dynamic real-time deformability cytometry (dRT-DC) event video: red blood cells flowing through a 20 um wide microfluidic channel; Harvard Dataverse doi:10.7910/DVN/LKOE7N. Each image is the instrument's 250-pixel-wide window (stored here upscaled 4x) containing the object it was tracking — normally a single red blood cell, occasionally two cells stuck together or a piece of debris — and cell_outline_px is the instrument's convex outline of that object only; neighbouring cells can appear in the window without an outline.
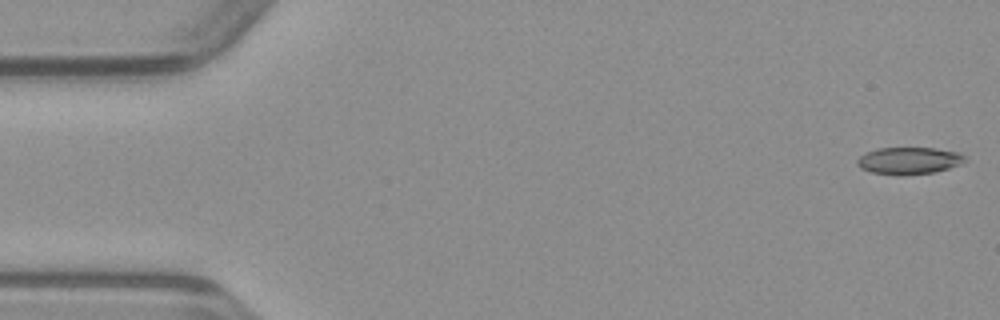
{"species": "common noctule bat (a hibernating species)", "species_latin": "Nyctalus noctula", "temperature_condition": "warm", "stored_images_in_passage": 49, "camera_frame_rate_fps": 3000, "um_per_image_px": 0.085, "animal": {"sex": "male", "body_mass_g": 23.1, "forearm_length_mm": 52.7}, "frame": {"image": 1, "passage_image": 1, "time_ms": 0.0, "image_size_px": [1000, 320], "cell_outline_px": [[968, 160], [960, 164], [936, 172], [900, 176], [896, 176], [872, 172], [860, 168], [856, 164], [856, 160], [860, 156], [876, 148], [936, 148], [960, 152], [968, 156]], "centroid_in_image_um": [77.3, 13.66], "position_along_channel_um": 7.7, "area_um2": 17.34}}
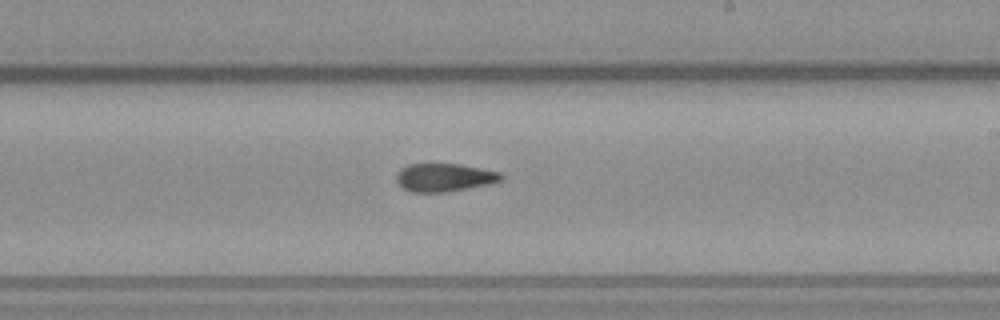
{"frame": {"image": 2, "passage_image": 28, "time_ms": 9.0, "image_size_px": [1000, 320], "cell_outline_px": [[504, 180], [488, 184], [468, 188], [444, 192], [412, 192], [404, 188], [396, 180], [396, 172], [400, 168], [408, 164], [460, 164], [500, 172], [504, 176]], "centroid_in_image_um": [37.77, 15.08], "position_along_channel_um": 251.2, "area_um2": 17.17}}
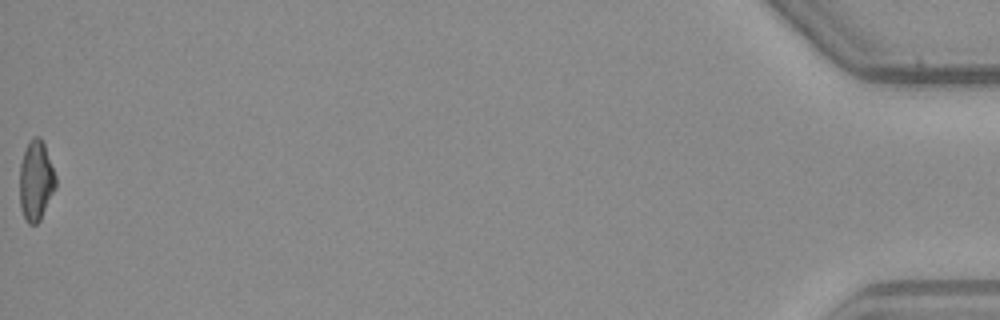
{"frame": {"image": 3, "passage_image": 49, "time_ms": 16.0, "image_size_px": [1000, 320], "cell_outline_px": [[56, 188], [40, 220], [36, 224], [28, 224], [20, 208], [20, 164], [24, 152], [32, 136], [40, 136], [44, 144], [56, 176]], "centroid_in_image_um": [3.06, 15.36], "position_along_channel_um": 432.1, "area_um2": 16.76}}